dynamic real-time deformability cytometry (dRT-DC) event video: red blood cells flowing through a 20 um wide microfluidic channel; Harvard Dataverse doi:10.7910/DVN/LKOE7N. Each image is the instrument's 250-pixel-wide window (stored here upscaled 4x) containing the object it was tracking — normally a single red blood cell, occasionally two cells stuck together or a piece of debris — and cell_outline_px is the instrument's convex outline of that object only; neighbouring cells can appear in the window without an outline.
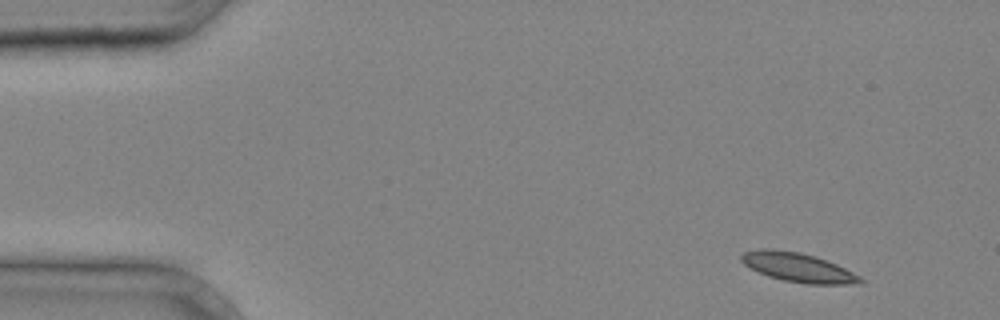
{"species": "common noctule bat (a hibernating species)", "species_latin": "Nyctalus noctula", "temperature_condition": "cold", "stored_images_in_passage": 3, "camera_frame_rate_fps": 3000, "um_per_image_px": 0.085, "animal": {"sex": "male", "body_mass_g": 20.4}, "frame": {"image": 1, "passage_image": 1, "time_ms": 0.0, "image_size_px": [1000, 320], "cell_outline_px": [[864, 284], [808, 284], [784, 280], [768, 276], [744, 264], [740, 260], [740, 256], [744, 252], [760, 248], [772, 248], [800, 252], [816, 256], [836, 264], [860, 276], [864, 280]], "centroid_in_image_um": [67.85, 22.72], "position_along_channel_um": 17.2, "area_um2": 20.23}}
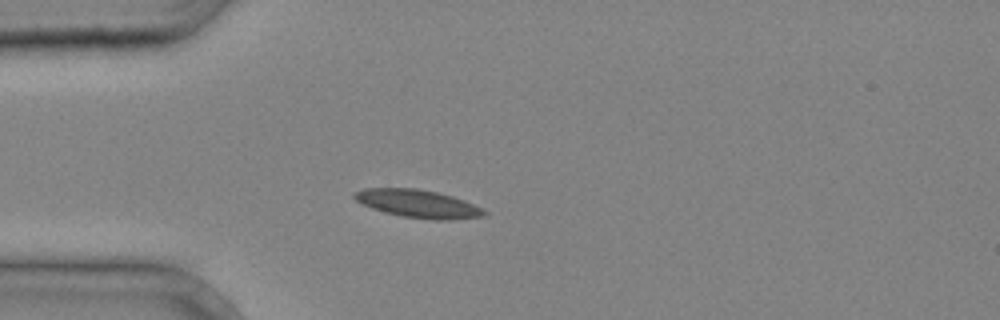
{"frame": {"image": 2, "passage_image": 3, "time_ms": 0.667, "image_size_px": [1000, 320], "cell_outline_px": [[488, 212], [484, 216], [452, 220], [432, 220], [404, 216], [384, 212], [372, 208], [356, 200], [352, 196], [352, 192], [364, 188], [416, 188], [436, 192], [452, 196], [464, 200]], "centroid_in_image_um": [35.51, 17.31], "position_along_channel_um": 49.5, "area_um2": 21.04}}